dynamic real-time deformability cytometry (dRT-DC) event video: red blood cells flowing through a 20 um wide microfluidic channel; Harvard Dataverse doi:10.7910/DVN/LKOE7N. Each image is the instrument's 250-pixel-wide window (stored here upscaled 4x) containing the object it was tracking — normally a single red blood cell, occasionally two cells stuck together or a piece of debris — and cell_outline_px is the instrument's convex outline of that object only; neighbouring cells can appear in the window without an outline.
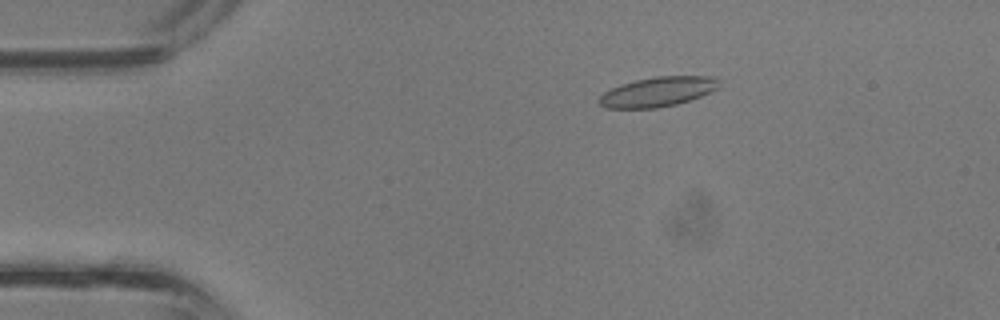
{"species": "common noctule bat (a hibernating species)", "species_latin": "Nyctalus noctula", "temperature_condition": "room temperature", "stored_images_in_passage": 38, "camera_frame_rate_fps": 3000, "um_per_image_px": 0.085, "animal": {"sex": "male", "body_mass_g": 13.3}, "frame": {"image": 1, "passage_image": 7, "time_ms": 2.0, "image_size_px": [1000, 320], "cell_outline_px": [[720, 88], [700, 96], [676, 104], [656, 108], [604, 108], [596, 100], [604, 92], [620, 84], [636, 80], [656, 76], [716, 76], [720, 80]], "centroid_in_image_um": [55.92, 7.79], "position_along_channel_um": 29.1, "area_um2": 20.87}}
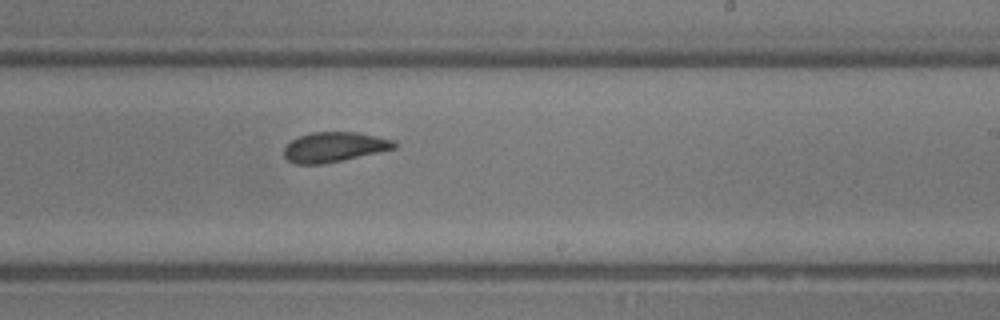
{"frame": {"image": 2, "passage_image": 23, "time_ms": 7.333, "image_size_px": [1000, 320], "cell_outline_px": [[396, 148], [344, 160], [324, 164], [296, 164], [288, 160], [284, 156], [284, 148], [292, 140], [300, 136], [312, 132], [356, 132], [376, 136], [392, 140], [396, 144]], "centroid_in_image_um": [28.39, 12.5], "position_along_channel_um": 260.6, "area_um2": 19.07}}
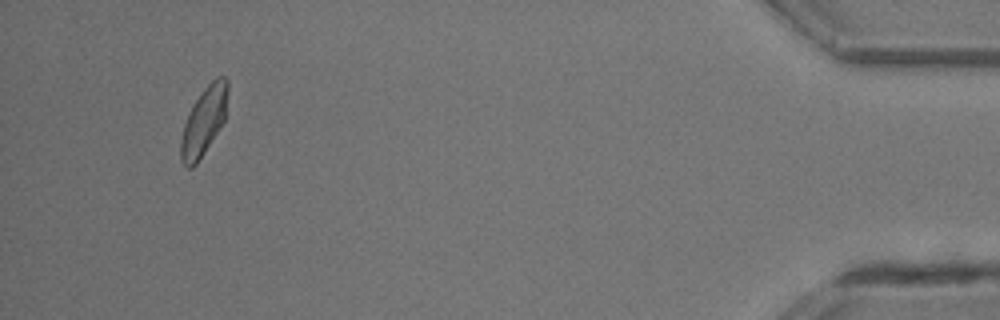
{"frame": {"image": 3, "passage_image": 36, "time_ms": 11.667, "image_size_px": [1000, 320], "cell_outline_px": [[228, 92], [224, 120], [196, 164], [192, 168], [188, 168], [180, 160], [180, 140], [184, 124], [188, 112], [192, 104], [204, 88], [216, 76], [224, 76], [228, 80]], "centroid_in_image_um": [17.31, 10.26], "position_along_channel_um": 417.9, "area_um2": 18.5}}